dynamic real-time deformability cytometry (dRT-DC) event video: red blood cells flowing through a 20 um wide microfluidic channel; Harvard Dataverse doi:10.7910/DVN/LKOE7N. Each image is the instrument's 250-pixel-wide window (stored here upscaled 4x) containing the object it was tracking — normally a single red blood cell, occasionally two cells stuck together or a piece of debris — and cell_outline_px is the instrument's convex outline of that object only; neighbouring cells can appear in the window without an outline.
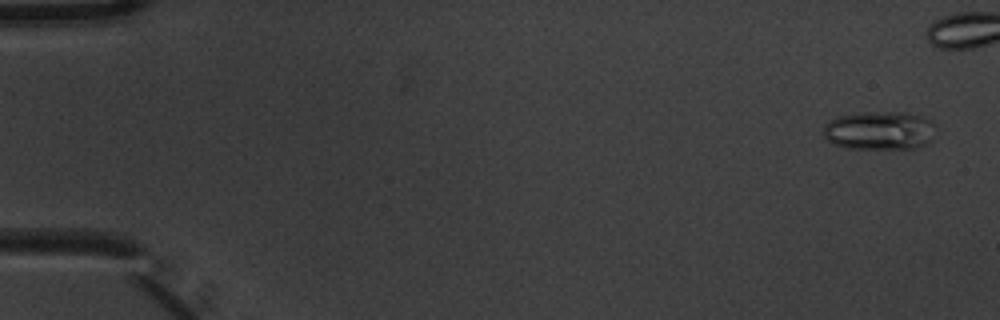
{"species": "common noctule bat (a hibernating species)", "species_latin": "Nyctalus noctula", "temperature_condition": "warm", "stored_images_in_passage": 6, "camera_frame_rate_fps": 3000, "um_per_image_px": 0.085, "animal": {"sex": "male", "body_mass_g": 20.1, "forearm_length_mm": 53.5}, "frame": {"image": 1, "passage_image": 1, "time_ms": 0.0, "image_size_px": [1000, 320], "cell_outline_px": [[932, 140], [928, 144], [916, 148], [848, 148], [832, 144], [824, 136], [824, 124], [840, 116], [864, 112], [904, 112], [920, 116], [932, 120]], "centroid_in_image_um": [74.75, 11.1], "position_along_channel_um": 10.2, "area_um2": 25.03}}
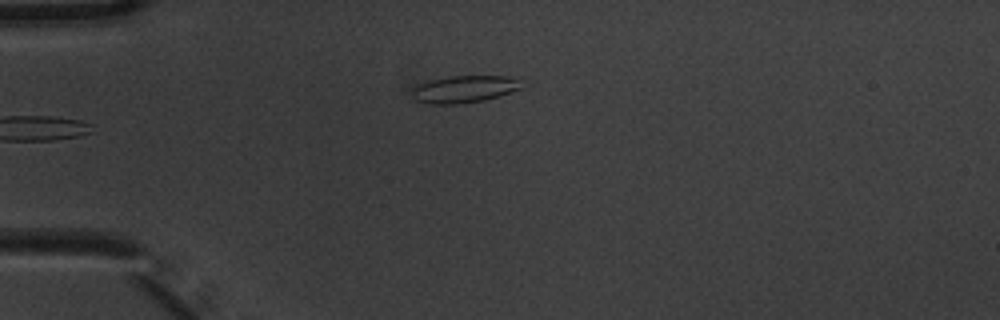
{"frame": {"image": 2, "passage_image": 6, "time_ms": 1.667, "image_size_px": [1000, 320], "cell_outline_px": [[524, 88], [500, 96], [484, 100], [456, 104], [428, 104], [412, 100], [412, 88], [416, 84], [424, 80], [448, 76], [508, 76], [516, 80]], "centroid_in_image_um": [39.36, 7.58], "position_along_channel_um": 45.6, "area_um2": 17.69}}